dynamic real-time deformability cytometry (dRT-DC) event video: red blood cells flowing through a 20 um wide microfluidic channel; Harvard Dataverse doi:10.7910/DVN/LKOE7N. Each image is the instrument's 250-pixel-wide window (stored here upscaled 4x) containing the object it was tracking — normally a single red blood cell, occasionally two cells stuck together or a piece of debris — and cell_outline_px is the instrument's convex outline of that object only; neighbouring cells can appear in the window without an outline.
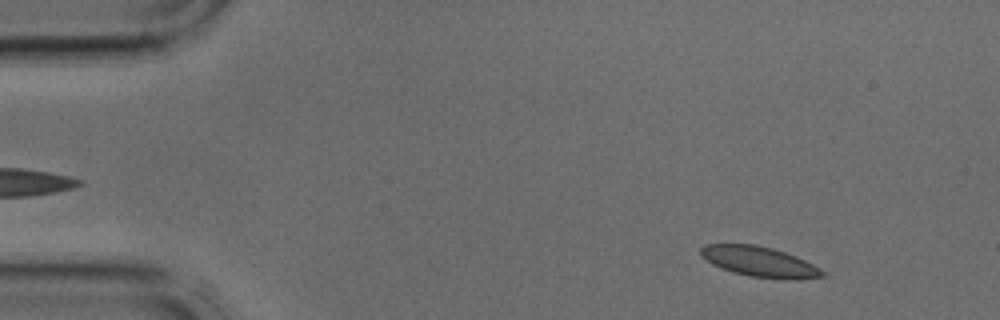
{"species": "common noctule bat (a hibernating species)", "species_latin": "Nyctalus noctula", "temperature_condition": "cold", "stored_images_in_passage": 3, "camera_frame_rate_fps": 3000, "um_per_image_px": 0.085, "animal": {"sex": "male", "body_mass_g": 17.9, "forearm_length_mm": 54.2}, "frame": {"image": 1, "passage_image": 1, "time_ms": 0.0, "image_size_px": [1000, 320], "cell_outline_px": [[828, 276], [788, 280], [748, 276], [732, 272], [720, 268], [712, 264], [700, 256], [700, 248], [704, 244], [756, 244], [772, 248], [796, 256], [820, 268]], "centroid_in_image_um": [64.53, 22.25], "position_along_channel_um": 20.5, "area_um2": 21.62}}
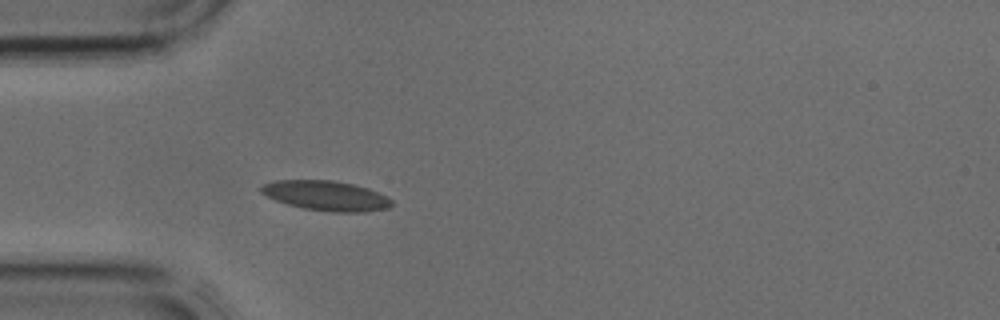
{"frame": {"image": 2, "passage_image": 3, "time_ms": 0.667, "image_size_px": [1000, 320], "cell_outline_px": [[392, 204], [388, 208], [360, 212], [332, 212], [304, 208], [288, 204], [276, 200], [260, 192], [260, 188], [264, 184], [276, 180], [332, 180], [352, 184], [368, 188], [392, 200]], "centroid_in_image_um": [27.7, 16.63], "position_along_channel_um": 57.3, "area_um2": 22.37}}